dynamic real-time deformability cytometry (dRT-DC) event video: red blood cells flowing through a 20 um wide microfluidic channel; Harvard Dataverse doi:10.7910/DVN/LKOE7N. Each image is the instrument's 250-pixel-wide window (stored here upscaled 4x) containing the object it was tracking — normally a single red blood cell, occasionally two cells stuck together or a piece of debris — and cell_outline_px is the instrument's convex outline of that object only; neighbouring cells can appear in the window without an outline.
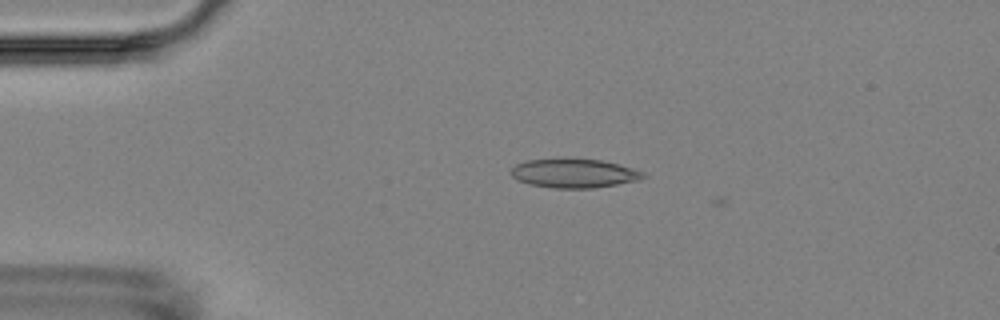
{"species": "Egyptian fruit bat (a non-hibernating species)", "species_latin": "Rousettus aegyptiacus", "temperature_condition": "room temperature", "stored_images_in_passage": 4, "camera_frame_rate_fps": 3000, "um_per_image_px": 0.085, "animal": {"sex": "female"}, "frame": {"image": 1, "passage_image": 3, "time_ms": 2.333, "image_size_px": [1000, 320], "cell_outline_px": [[648, 176], [640, 180], [592, 188], [552, 188], [528, 184], [516, 180], [508, 172], [516, 164], [524, 160], [600, 160], [620, 164], [644, 172]], "centroid_in_image_um": [48.79, 14.75], "position_along_channel_um": 36.2, "area_um2": 22.14}}